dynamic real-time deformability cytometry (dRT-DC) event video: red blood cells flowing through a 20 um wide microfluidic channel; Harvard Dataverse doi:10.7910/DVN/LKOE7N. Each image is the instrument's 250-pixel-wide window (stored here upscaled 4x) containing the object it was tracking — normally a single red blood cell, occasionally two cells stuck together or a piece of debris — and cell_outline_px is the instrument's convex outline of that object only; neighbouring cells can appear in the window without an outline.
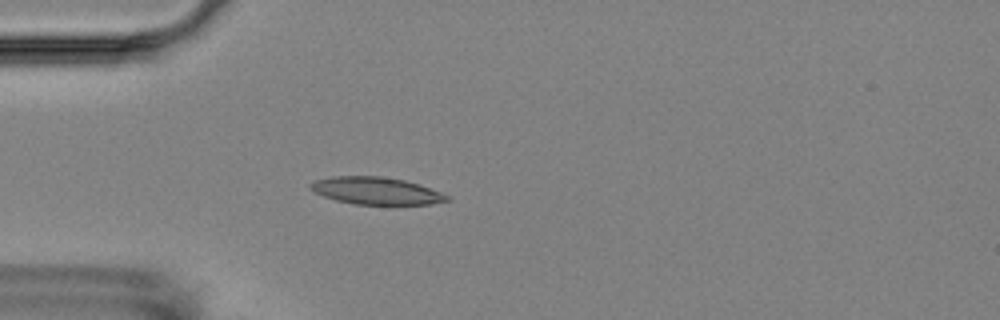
{"species": "Egyptian fruit bat (a non-hibernating species)", "species_latin": "Rousettus aegyptiacus", "temperature_condition": "room temperature", "stored_images_in_passage": 4, "camera_frame_rate_fps": 3000, "um_per_image_px": 0.085, "animal": {"sex": "female"}, "frame": {"image": 1, "passage_image": 4, "time_ms": 3.667, "image_size_px": [1000, 320], "cell_outline_px": [[452, 200], [432, 204], [352, 204], [336, 200], [324, 196], [308, 188], [308, 184], [316, 180], [332, 176], [380, 176], [404, 180], [420, 184], [452, 196]], "centroid_in_image_um": [32.01, 16.22], "position_along_channel_um": 53.0, "area_um2": 21.85}}